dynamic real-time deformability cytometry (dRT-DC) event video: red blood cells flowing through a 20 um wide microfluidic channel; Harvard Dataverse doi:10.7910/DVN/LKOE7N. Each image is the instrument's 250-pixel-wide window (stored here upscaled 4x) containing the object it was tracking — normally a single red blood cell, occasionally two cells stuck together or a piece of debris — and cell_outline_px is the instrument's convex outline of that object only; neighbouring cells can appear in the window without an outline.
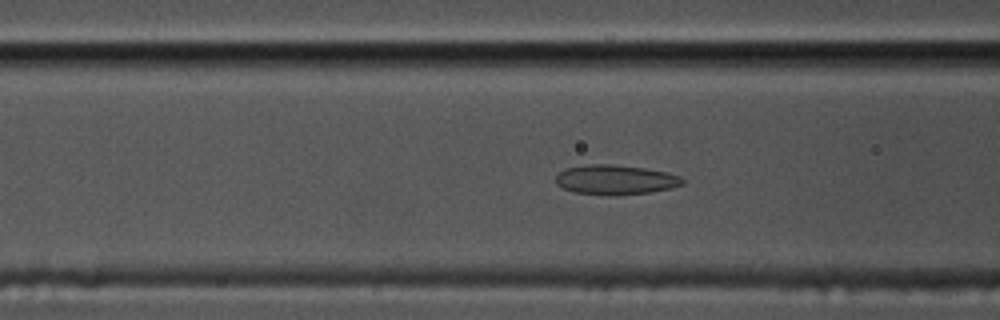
{"species": "common noctule bat (a hibernating species)", "species_latin": "Nyctalus noctula", "temperature_condition": "cold", "stored_images_in_passage": 56, "camera_frame_rate_fps": 3000, "um_per_image_px": 0.085, "animal": {"sex": "male", "body_mass_g": 17.5, "forearm_length_mm": 52.3}, "frame": {"image": 1, "passage_image": 21, "time_ms": 6.667, "image_size_px": [1000, 320], "cell_outline_px": [[684, 184], [672, 188], [648, 192], [616, 196], [608, 196], [576, 192], [564, 188], [556, 184], [556, 176], [560, 172], [568, 168], [588, 164], [612, 164], [644, 168], [668, 172], [680, 176], [684, 180]], "centroid_in_image_um": [52.35, 15.28], "position_along_channel_um": 114.3, "area_um2": 21.96}}
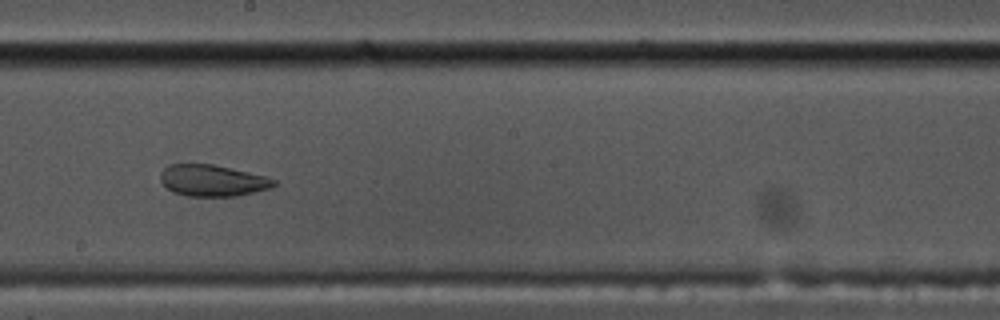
{"frame": {"image": 2, "passage_image": 31, "time_ms": 10.0, "image_size_px": [1000, 320], "cell_outline_px": [[276, 184], [272, 188], [236, 196], [188, 196], [172, 192], [160, 180], [160, 172], [168, 164], [212, 164], [248, 172], [264, 176], [276, 180]], "centroid_in_image_um": [18.05, 15.35], "position_along_channel_um": 230.2, "area_um2": 20.75}}
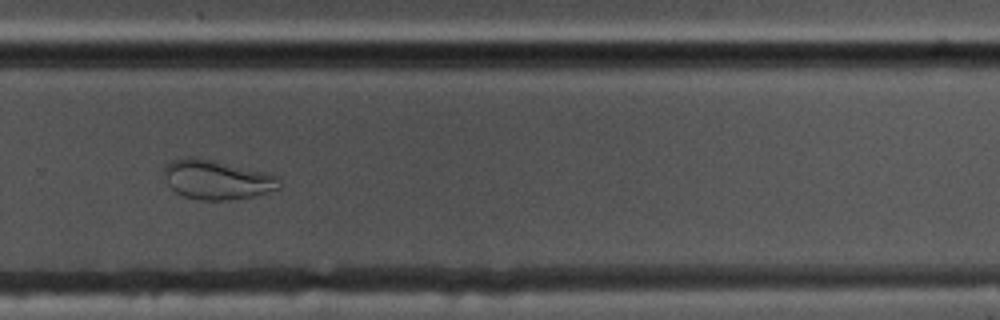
{"frame": {"image": 3, "passage_image": 38, "time_ms": 12.333, "image_size_px": [1000, 320], "cell_outline_px": [[280, 188], [256, 196], [228, 200], [200, 200], [184, 196], [176, 192], [168, 184], [164, 176], [164, 168], [172, 160], [188, 156], [212, 160], [276, 176], [280, 180]], "centroid_in_image_um": [18.41, 15.29], "position_along_channel_um": 311.4, "area_um2": 26.01}, "authors_computed_cell_mechanics": {"area_um2": 22.0218, "velocity_mm_per_s": 3.4817, "shape_relaxation_time_tau1_ms": null, "shape_relaxation_time_tau2_ms": 1.3711, "deformation_change_tau1": null, "deformation_change_tau2": 0.0625}}